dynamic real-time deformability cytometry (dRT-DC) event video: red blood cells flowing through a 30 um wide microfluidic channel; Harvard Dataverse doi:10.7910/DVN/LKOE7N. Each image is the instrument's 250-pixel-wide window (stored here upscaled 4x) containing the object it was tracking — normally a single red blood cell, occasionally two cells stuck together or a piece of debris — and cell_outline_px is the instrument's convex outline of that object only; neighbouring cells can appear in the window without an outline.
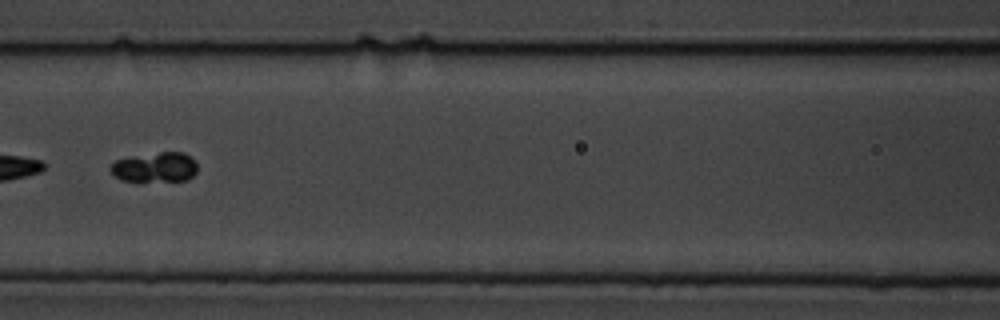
{"species": "common noctule bat (a hibernating species)", "species_latin": "Nyctalus noctula", "temperature_condition": "cold", "stored_images_in_passage": 9, "camera_frame_rate_fps": 3000, "um_per_image_px": 0.085, "animal": {"sex": "male", "body_mass_g": 19.5, "forearm_length_mm": 54.6}, "frame": {"image": 1, "passage_image": 7, "time_ms": 7.0, "image_size_px": [1000, 320], "cell_outline_px": [[196, 172], [188, 180], [140, 184], [120, 180], [108, 168], [116, 160], [132, 156], [160, 152], [184, 152], [192, 156], [196, 160]], "centroid_in_image_um": [13.18, 14.26], "position_along_channel_um": 153.4, "area_um2": 15.95}}
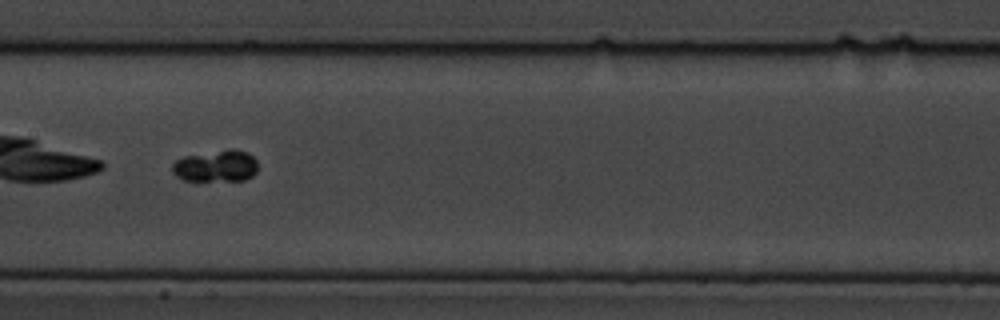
{"frame": {"image": 2, "passage_image": 8, "time_ms": 8.0, "image_size_px": [1000, 320], "cell_outline_px": [[256, 172], [252, 176], [244, 180], [184, 180], [176, 176], [172, 172], [172, 164], [176, 160], [184, 156], [228, 148], [236, 148], [248, 152], [256, 160]], "centroid_in_image_um": [18.36, 14.08], "position_along_channel_um": 189.0, "area_um2": 15.95}}
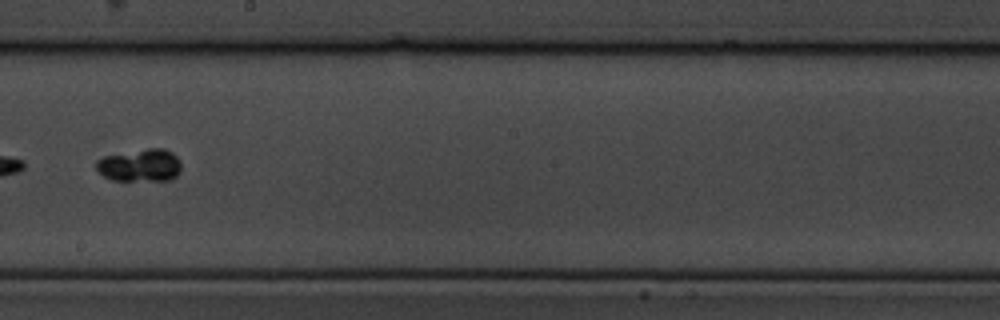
{"frame": {"image": 3, "passage_image": 9, "time_ms": 9.333, "image_size_px": [1000, 320], "cell_outline_px": [[180, 172], [176, 176], [168, 180], [112, 180], [96, 172], [96, 160], [104, 156], [148, 148], [164, 148], [172, 152], [176, 156], [180, 164]], "centroid_in_image_um": [11.88, 14.05], "position_along_channel_um": 236.3, "area_um2": 16.18}}